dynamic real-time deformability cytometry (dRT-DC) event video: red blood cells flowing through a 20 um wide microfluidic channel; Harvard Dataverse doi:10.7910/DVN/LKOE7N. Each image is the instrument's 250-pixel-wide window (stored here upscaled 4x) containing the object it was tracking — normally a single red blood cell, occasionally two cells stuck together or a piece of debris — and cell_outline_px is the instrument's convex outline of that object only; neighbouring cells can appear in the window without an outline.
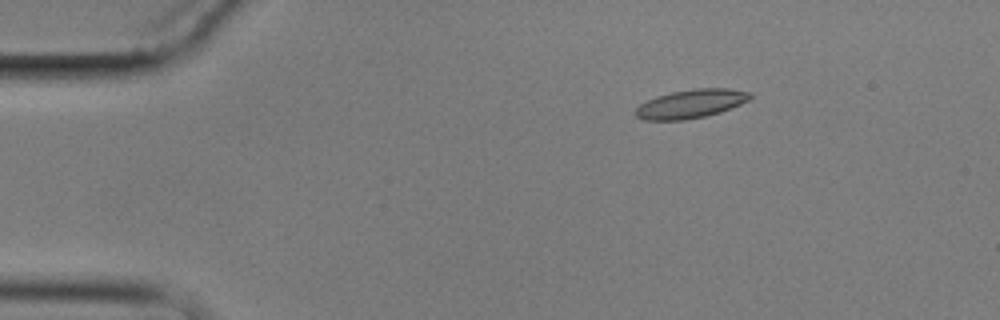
{"species": "common noctule bat (a hibernating species)", "species_latin": "Nyctalus noctula", "temperature_condition": "cold", "stored_images_in_passage": 6, "camera_frame_rate_fps": 3000, "um_per_image_px": 0.085, "animal": {"sex": "male", "body_mass_g": 17.9}, "frame": {"image": 1, "passage_image": 3, "time_ms": 2.333, "image_size_px": [1000, 320], "cell_outline_px": [[752, 100], [720, 112], [704, 116], [684, 120], [644, 120], [636, 116], [636, 108], [640, 104], [656, 96], [672, 92], [696, 88], [728, 88], [752, 92]], "centroid_in_image_um": [58.78, 8.81], "position_along_channel_um": 26.2, "area_um2": 19.19}}